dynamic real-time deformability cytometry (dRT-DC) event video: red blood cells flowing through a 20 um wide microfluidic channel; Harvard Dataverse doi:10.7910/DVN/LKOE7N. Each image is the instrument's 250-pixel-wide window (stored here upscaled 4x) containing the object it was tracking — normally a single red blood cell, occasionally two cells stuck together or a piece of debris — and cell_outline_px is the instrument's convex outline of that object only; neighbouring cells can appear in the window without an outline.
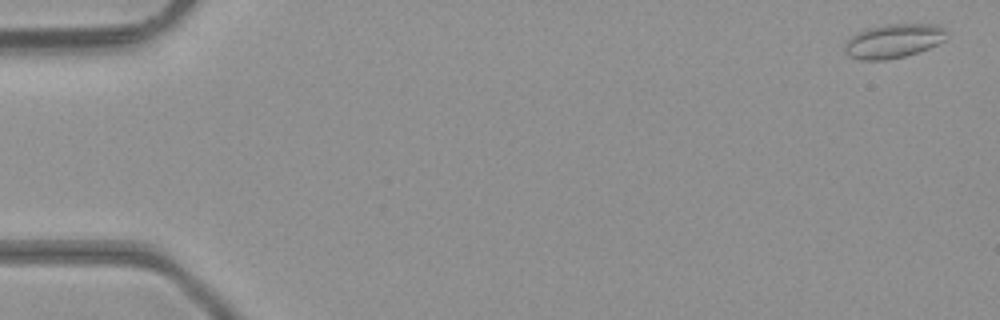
{"species": "common noctule bat (a hibernating species)", "species_latin": "Nyctalus noctula", "temperature_condition": "room temperature", "stored_images_in_passage": 4, "camera_frame_rate_fps": 3000, "um_per_image_px": 0.085, "animal": {"sex": "male", "body_mass_g": 23.1, "forearm_length_mm": 52.7}, "frame": {"image": 1, "passage_image": 1, "time_ms": 0.0, "image_size_px": [1000, 320], "cell_outline_px": [[948, 32], [944, 40], [928, 48], [904, 56], [884, 60], [860, 60], [848, 56], [844, 48], [844, 44], [852, 36], [868, 28], [884, 24], [936, 24], [944, 28]], "centroid_in_image_um": [75.94, 3.48], "position_along_channel_um": 9.1, "area_um2": 20.06}}